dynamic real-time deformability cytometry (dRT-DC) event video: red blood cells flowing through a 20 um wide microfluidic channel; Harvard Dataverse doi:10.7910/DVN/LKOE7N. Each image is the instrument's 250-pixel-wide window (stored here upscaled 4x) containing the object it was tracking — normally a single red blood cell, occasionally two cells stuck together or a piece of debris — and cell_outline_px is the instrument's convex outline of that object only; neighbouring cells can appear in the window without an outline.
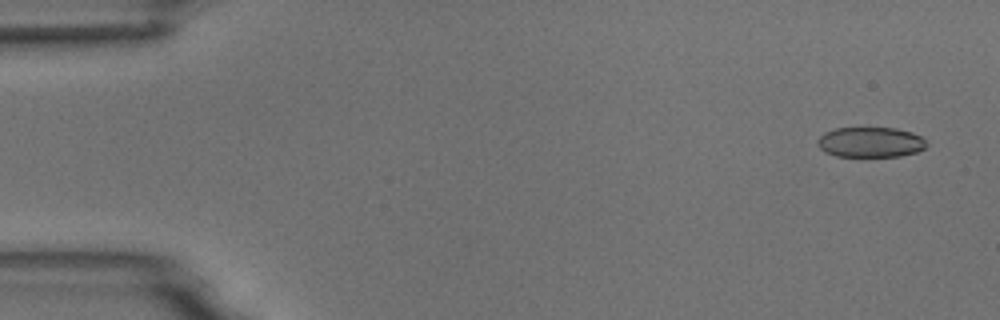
{"species": "common noctule bat (a hibernating species)", "species_latin": "Nyctalus noctula", "temperature_condition": "room temperature", "stored_images_in_passage": 4, "camera_frame_rate_fps": 3000, "um_per_image_px": 0.085, "animal": {"sex": "male", "body_mass_g": 18.8}, "frame": {"image": 1, "passage_image": 1, "time_ms": 0.0, "image_size_px": [1000, 320], "cell_outline_px": [[928, 144], [924, 148], [916, 152], [900, 156], [836, 156], [824, 152], [816, 144], [816, 140], [824, 132], [836, 128], [896, 128], [912, 132], [920, 136]], "centroid_in_image_um": [73.96, 12.08], "position_along_channel_um": 11.0, "area_um2": 19.25}}